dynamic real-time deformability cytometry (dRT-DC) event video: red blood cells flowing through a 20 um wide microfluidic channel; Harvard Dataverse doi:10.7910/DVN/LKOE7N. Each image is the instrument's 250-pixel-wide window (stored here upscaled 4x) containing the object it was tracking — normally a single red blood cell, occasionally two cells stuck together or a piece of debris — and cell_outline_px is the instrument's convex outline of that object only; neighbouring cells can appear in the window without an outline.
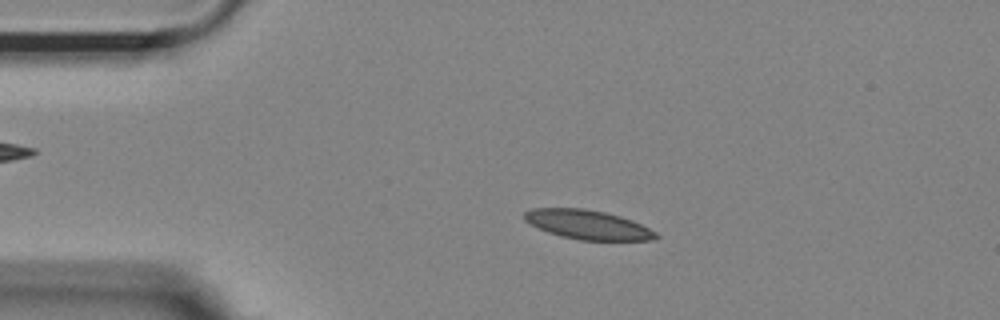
{"species": "Egyptian fruit bat (a non-hibernating species)", "species_latin": "Rousettus aegyptiacus", "temperature_condition": "room temperature", "stored_images_in_passage": 53, "camera_frame_rate_fps": 3000, "um_per_image_px": 0.085, "animal": {"sex": "female"}, "frame": {"image": 1, "passage_image": 10, "time_ms": 3.0, "image_size_px": [1000, 320], "cell_outline_px": [[660, 236], [652, 240], [580, 240], [560, 236], [548, 232], [524, 220], [524, 212], [532, 208], [584, 208], [604, 212], [620, 216], [632, 220], [656, 232]], "centroid_in_image_um": [49.96, 19.09], "position_along_channel_um": 35.0, "area_um2": 22.25}}
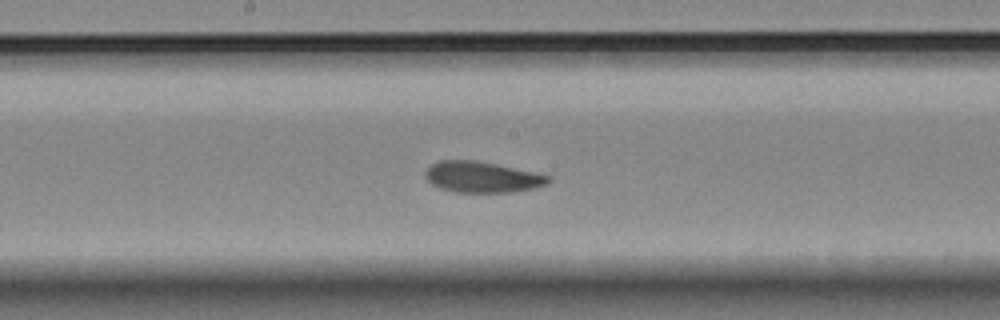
{"frame": {"image": 2, "passage_image": 27, "time_ms": 8.667, "image_size_px": [1000, 320], "cell_outline_px": [[552, 180], [548, 184], [536, 188], [512, 192], [456, 192], [440, 188], [432, 184], [424, 176], [424, 172], [432, 164], [440, 160], [472, 160], [496, 164], [536, 172], [552, 176]], "centroid_in_image_um": [41.02, 15.05], "position_along_channel_um": 207.2, "area_um2": 22.31}}
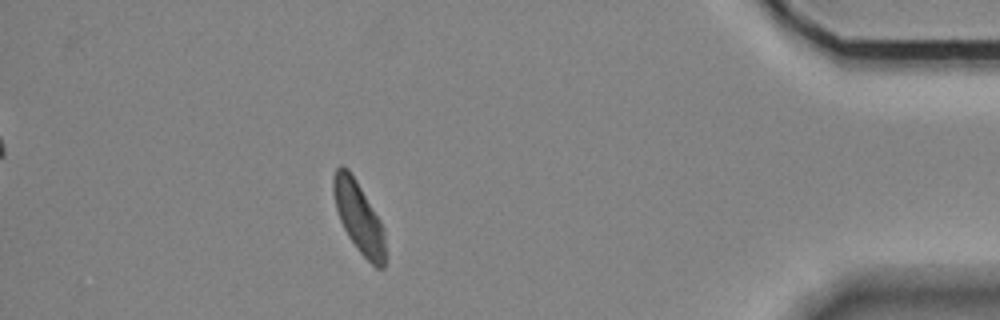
{"frame": {"image": 3, "passage_image": 47, "time_ms": 15.333, "image_size_px": [1000, 320], "cell_outline_px": [[388, 260], [384, 268], [376, 268], [356, 248], [348, 236], [340, 220], [336, 208], [332, 192], [332, 176], [336, 168], [340, 164], [348, 168], [356, 180], [380, 220], [384, 228], [388, 256]], "centroid_in_image_um": [30.53, 18.5], "position_along_channel_um": 404.7, "area_um2": 21.96}, "authors_computed_cell_mechanics": {"area_um2": 22.4842, "velocity_mm_per_s": 3.6561, "shape_relaxation_time_tau1_ms": 5.1535, "shape_relaxation_time_tau2_ms": 2.7751, "deformation_change_tau1": 0.1219, "deformation_change_tau2": 0.0875}}